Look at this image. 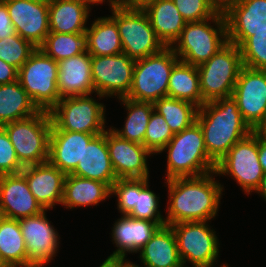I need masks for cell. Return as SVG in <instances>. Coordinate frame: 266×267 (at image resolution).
Listing matches in <instances>:
<instances>
[{
	"mask_svg": "<svg viewBox=\"0 0 266 267\" xmlns=\"http://www.w3.org/2000/svg\"><path fill=\"white\" fill-rule=\"evenodd\" d=\"M23 267H35V264H30V265L23 266Z\"/></svg>",
	"mask_w": 266,
	"mask_h": 267,
	"instance_id": "56",
	"label": "cell"
},
{
	"mask_svg": "<svg viewBox=\"0 0 266 267\" xmlns=\"http://www.w3.org/2000/svg\"><path fill=\"white\" fill-rule=\"evenodd\" d=\"M221 265H222V266H220V267H229L227 263H225V264H221Z\"/></svg>",
	"mask_w": 266,
	"mask_h": 267,
	"instance_id": "57",
	"label": "cell"
},
{
	"mask_svg": "<svg viewBox=\"0 0 266 267\" xmlns=\"http://www.w3.org/2000/svg\"><path fill=\"white\" fill-rule=\"evenodd\" d=\"M58 65L37 48L22 65L18 80L40 110L50 111L61 99L57 87Z\"/></svg>",
	"mask_w": 266,
	"mask_h": 267,
	"instance_id": "10",
	"label": "cell"
},
{
	"mask_svg": "<svg viewBox=\"0 0 266 267\" xmlns=\"http://www.w3.org/2000/svg\"><path fill=\"white\" fill-rule=\"evenodd\" d=\"M149 178H135L134 208L128 216L135 219L151 220L160 227L166 225L160 212L158 195L149 189Z\"/></svg>",
	"mask_w": 266,
	"mask_h": 267,
	"instance_id": "36",
	"label": "cell"
},
{
	"mask_svg": "<svg viewBox=\"0 0 266 267\" xmlns=\"http://www.w3.org/2000/svg\"><path fill=\"white\" fill-rule=\"evenodd\" d=\"M0 267H9V266L5 263V261H4L2 255H1V253H0Z\"/></svg>",
	"mask_w": 266,
	"mask_h": 267,
	"instance_id": "53",
	"label": "cell"
},
{
	"mask_svg": "<svg viewBox=\"0 0 266 267\" xmlns=\"http://www.w3.org/2000/svg\"><path fill=\"white\" fill-rule=\"evenodd\" d=\"M217 173L165 180L168 187L166 225L180 222L209 221L219 211L224 185L215 179Z\"/></svg>",
	"mask_w": 266,
	"mask_h": 267,
	"instance_id": "1",
	"label": "cell"
},
{
	"mask_svg": "<svg viewBox=\"0 0 266 267\" xmlns=\"http://www.w3.org/2000/svg\"><path fill=\"white\" fill-rule=\"evenodd\" d=\"M16 34L15 27L8 14L7 6L0 0V40Z\"/></svg>",
	"mask_w": 266,
	"mask_h": 267,
	"instance_id": "43",
	"label": "cell"
},
{
	"mask_svg": "<svg viewBox=\"0 0 266 267\" xmlns=\"http://www.w3.org/2000/svg\"><path fill=\"white\" fill-rule=\"evenodd\" d=\"M253 132L264 139H266V113L262 121L257 125V127L253 130Z\"/></svg>",
	"mask_w": 266,
	"mask_h": 267,
	"instance_id": "48",
	"label": "cell"
},
{
	"mask_svg": "<svg viewBox=\"0 0 266 267\" xmlns=\"http://www.w3.org/2000/svg\"><path fill=\"white\" fill-rule=\"evenodd\" d=\"M153 104L154 110L163 116L173 134L180 133L197 119L199 107L189 101L166 96Z\"/></svg>",
	"mask_w": 266,
	"mask_h": 267,
	"instance_id": "34",
	"label": "cell"
},
{
	"mask_svg": "<svg viewBox=\"0 0 266 267\" xmlns=\"http://www.w3.org/2000/svg\"><path fill=\"white\" fill-rule=\"evenodd\" d=\"M142 9L146 12L157 38L165 47H171L187 23L173 0H153Z\"/></svg>",
	"mask_w": 266,
	"mask_h": 267,
	"instance_id": "26",
	"label": "cell"
},
{
	"mask_svg": "<svg viewBox=\"0 0 266 267\" xmlns=\"http://www.w3.org/2000/svg\"><path fill=\"white\" fill-rule=\"evenodd\" d=\"M36 49L30 41L16 33L0 40V59L19 70Z\"/></svg>",
	"mask_w": 266,
	"mask_h": 267,
	"instance_id": "37",
	"label": "cell"
},
{
	"mask_svg": "<svg viewBox=\"0 0 266 267\" xmlns=\"http://www.w3.org/2000/svg\"><path fill=\"white\" fill-rule=\"evenodd\" d=\"M173 2L187 23L206 20L218 12L210 0H173Z\"/></svg>",
	"mask_w": 266,
	"mask_h": 267,
	"instance_id": "40",
	"label": "cell"
},
{
	"mask_svg": "<svg viewBox=\"0 0 266 267\" xmlns=\"http://www.w3.org/2000/svg\"><path fill=\"white\" fill-rule=\"evenodd\" d=\"M167 151L166 178L195 177L215 171L216 163L208 156L203 131L197 121L174 134L159 152Z\"/></svg>",
	"mask_w": 266,
	"mask_h": 267,
	"instance_id": "3",
	"label": "cell"
},
{
	"mask_svg": "<svg viewBox=\"0 0 266 267\" xmlns=\"http://www.w3.org/2000/svg\"><path fill=\"white\" fill-rule=\"evenodd\" d=\"M232 98L244 121L254 130L266 113V70L243 66Z\"/></svg>",
	"mask_w": 266,
	"mask_h": 267,
	"instance_id": "14",
	"label": "cell"
},
{
	"mask_svg": "<svg viewBox=\"0 0 266 267\" xmlns=\"http://www.w3.org/2000/svg\"><path fill=\"white\" fill-rule=\"evenodd\" d=\"M21 173L35 199L45 210L62 203L66 174L49 161L25 166Z\"/></svg>",
	"mask_w": 266,
	"mask_h": 267,
	"instance_id": "20",
	"label": "cell"
},
{
	"mask_svg": "<svg viewBox=\"0 0 266 267\" xmlns=\"http://www.w3.org/2000/svg\"><path fill=\"white\" fill-rule=\"evenodd\" d=\"M153 0H116L117 6L142 8Z\"/></svg>",
	"mask_w": 266,
	"mask_h": 267,
	"instance_id": "46",
	"label": "cell"
},
{
	"mask_svg": "<svg viewBox=\"0 0 266 267\" xmlns=\"http://www.w3.org/2000/svg\"><path fill=\"white\" fill-rule=\"evenodd\" d=\"M106 107L91 95L61 98L49 111L52 124L59 130L102 134L106 128Z\"/></svg>",
	"mask_w": 266,
	"mask_h": 267,
	"instance_id": "9",
	"label": "cell"
},
{
	"mask_svg": "<svg viewBox=\"0 0 266 267\" xmlns=\"http://www.w3.org/2000/svg\"><path fill=\"white\" fill-rule=\"evenodd\" d=\"M91 10L79 0H49L50 32L85 33Z\"/></svg>",
	"mask_w": 266,
	"mask_h": 267,
	"instance_id": "27",
	"label": "cell"
},
{
	"mask_svg": "<svg viewBox=\"0 0 266 267\" xmlns=\"http://www.w3.org/2000/svg\"><path fill=\"white\" fill-rule=\"evenodd\" d=\"M0 206L4 217L15 220L45 211L31 193L21 172L0 175Z\"/></svg>",
	"mask_w": 266,
	"mask_h": 267,
	"instance_id": "19",
	"label": "cell"
},
{
	"mask_svg": "<svg viewBox=\"0 0 266 267\" xmlns=\"http://www.w3.org/2000/svg\"><path fill=\"white\" fill-rule=\"evenodd\" d=\"M16 33L39 48L50 33L49 0H3Z\"/></svg>",
	"mask_w": 266,
	"mask_h": 267,
	"instance_id": "15",
	"label": "cell"
},
{
	"mask_svg": "<svg viewBox=\"0 0 266 267\" xmlns=\"http://www.w3.org/2000/svg\"><path fill=\"white\" fill-rule=\"evenodd\" d=\"M112 227V244L117 249L108 257L126 258L127 253H138L160 227L151 220L135 219L122 215Z\"/></svg>",
	"mask_w": 266,
	"mask_h": 267,
	"instance_id": "23",
	"label": "cell"
},
{
	"mask_svg": "<svg viewBox=\"0 0 266 267\" xmlns=\"http://www.w3.org/2000/svg\"><path fill=\"white\" fill-rule=\"evenodd\" d=\"M243 67L240 48L227 42L207 62L197 67L202 105L219 98L231 97Z\"/></svg>",
	"mask_w": 266,
	"mask_h": 267,
	"instance_id": "5",
	"label": "cell"
},
{
	"mask_svg": "<svg viewBox=\"0 0 266 267\" xmlns=\"http://www.w3.org/2000/svg\"><path fill=\"white\" fill-rule=\"evenodd\" d=\"M111 197V187L104 182L67 174L61 205L66 209L97 206Z\"/></svg>",
	"mask_w": 266,
	"mask_h": 267,
	"instance_id": "28",
	"label": "cell"
},
{
	"mask_svg": "<svg viewBox=\"0 0 266 267\" xmlns=\"http://www.w3.org/2000/svg\"><path fill=\"white\" fill-rule=\"evenodd\" d=\"M237 1L238 0H210L211 4L217 9V11L223 13Z\"/></svg>",
	"mask_w": 266,
	"mask_h": 267,
	"instance_id": "47",
	"label": "cell"
},
{
	"mask_svg": "<svg viewBox=\"0 0 266 267\" xmlns=\"http://www.w3.org/2000/svg\"><path fill=\"white\" fill-rule=\"evenodd\" d=\"M111 195L117 196V209L128 215L134 208L135 178L117 179L111 187Z\"/></svg>",
	"mask_w": 266,
	"mask_h": 267,
	"instance_id": "42",
	"label": "cell"
},
{
	"mask_svg": "<svg viewBox=\"0 0 266 267\" xmlns=\"http://www.w3.org/2000/svg\"><path fill=\"white\" fill-rule=\"evenodd\" d=\"M255 192L259 194V196L264 198L265 199L264 201L266 202V173L264 174V177L261 179V183Z\"/></svg>",
	"mask_w": 266,
	"mask_h": 267,
	"instance_id": "49",
	"label": "cell"
},
{
	"mask_svg": "<svg viewBox=\"0 0 266 267\" xmlns=\"http://www.w3.org/2000/svg\"><path fill=\"white\" fill-rule=\"evenodd\" d=\"M204 136L208 156L217 163L230 148L253 130L244 121L236 101L231 97L205 102L197 119Z\"/></svg>",
	"mask_w": 266,
	"mask_h": 267,
	"instance_id": "2",
	"label": "cell"
},
{
	"mask_svg": "<svg viewBox=\"0 0 266 267\" xmlns=\"http://www.w3.org/2000/svg\"><path fill=\"white\" fill-rule=\"evenodd\" d=\"M258 158L262 170L266 173V139L258 136Z\"/></svg>",
	"mask_w": 266,
	"mask_h": 267,
	"instance_id": "45",
	"label": "cell"
},
{
	"mask_svg": "<svg viewBox=\"0 0 266 267\" xmlns=\"http://www.w3.org/2000/svg\"><path fill=\"white\" fill-rule=\"evenodd\" d=\"M19 70L0 59V85L18 80Z\"/></svg>",
	"mask_w": 266,
	"mask_h": 267,
	"instance_id": "44",
	"label": "cell"
},
{
	"mask_svg": "<svg viewBox=\"0 0 266 267\" xmlns=\"http://www.w3.org/2000/svg\"><path fill=\"white\" fill-rule=\"evenodd\" d=\"M110 9V16L117 23L124 54L138 60L156 54L165 47L142 8L114 5Z\"/></svg>",
	"mask_w": 266,
	"mask_h": 267,
	"instance_id": "8",
	"label": "cell"
},
{
	"mask_svg": "<svg viewBox=\"0 0 266 267\" xmlns=\"http://www.w3.org/2000/svg\"><path fill=\"white\" fill-rule=\"evenodd\" d=\"M19 219L27 254V265L50 263L59 250L60 236L46 212Z\"/></svg>",
	"mask_w": 266,
	"mask_h": 267,
	"instance_id": "16",
	"label": "cell"
},
{
	"mask_svg": "<svg viewBox=\"0 0 266 267\" xmlns=\"http://www.w3.org/2000/svg\"><path fill=\"white\" fill-rule=\"evenodd\" d=\"M3 126L23 167L48 161L52 128L49 111L41 110L29 118Z\"/></svg>",
	"mask_w": 266,
	"mask_h": 267,
	"instance_id": "6",
	"label": "cell"
},
{
	"mask_svg": "<svg viewBox=\"0 0 266 267\" xmlns=\"http://www.w3.org/2000/svg\"><path fill=\"white\" fill-rule=\"evenodd\" d=\"M39 48L59 62L86 51V34L50 32Z\"/></svg>",
	"mask_w": 266,
	"mask_h": 267,
	"instance_id": "35",
	"label": "cell"
},
{
	"mask_svg": "<svg viewBox=\"0 0 266 267\" xmlns=\"http://www.w3.org/2000/svg\"><path fill=\"white\" fill-rule=\"evenodd\" d=\"M85 34L86 51L91 56H112L123 53L117 23L110 15L94 19Z\"/></svg>",
	"mask_w": 266,
	"mask_h": 267,
	"instance_id": "29",
	"label": "cell"
},
{
	"mask_svg": "<svg viewBox=\"0 0 266 267\" xmlns=\"http://www.w3.org/2000/svg\"><path fill=\"white\" fill-rule=\"evenodd\" d=\"M106 142L117 179L149 178L147 158L152 153L143 145L128 141L106 129Z\"/></svg>",
	"mask_w": 266,
	"mask_h": 267,
	"instance_id": "17",
	"label": "cell"
},
{
	"mask_svg": "<svg viewBox=\"0 0 266 267\" xmlns=\"http://www.w3.org/2000/svg\"><path fill=\"white\" fill-rule=\"evenodd\" d=\"M127 110V117L122 129L110 127L111 130L123 139L144 146L146 127L154 110L152 102L135 101L126 97L118 98Z\"/></svg>",
	"mask_w": 266,
	"mask_h": 267,
	"instance_id": "32",
	"label": "cell"
},
{
	"mask_svg": "<svg viewBox=\"0 0 266 267\" xmlns=\"http://www.w3.org/2000/svg\"><path fill=\"white\" fill-rule=\"evenodd\" d=\"M138 253L144 267H183L177 239L169 225L159 227Z\"/></svg>",
	"mask_w": 266,
	"mask_h": 267,
	"instance_id": "25",
	"label": "cell"
},
{
	"mask_svg": "<svg viewBox=\"0 0 266 267\" xmlns=\"http://www.w3.org/2000/svg\"><path fill=\"white\" fill-rule=\"evenodd\" d=\"M179 58L171 47L135 60L131 88L126 98L154 103L167 96L169 78Z\"/></svg>",
	"mask_w": 266,
	"mask_h": 267,
	"instance_id": "7",
	"label": "cell"
},
{
	"mask_svg": "<svg viewBox=\"0 0 266 267\" xmlns=\"http://www.w3.org/2000/svg\"><path fill=\"white\" fill-rule=\"evenodd\" d=\"M167 96L201 107L202 95L197 67L179 60L171 71Z\"/></svg>",
	"mask_w": 266,
	"mask_h": 267,
	"instance_id": "31",
	"label": "cell"
},
{
	"mask_svg": "<svg viewBox=\"0 0 266 267\" xmlns=\"http://www.w3.org/2000/svg\"><path fill=\"white\" fill-rule=\"evenodd\" d=\"M239 48L243 66L266 70V31L253 32Z\"/></svg>",
	"mask_w": 266,
	"mask_h": 267,
	"instance_id": "39",
	"label": "cell"
},
{
	"mask_svg": "<svg viewBox=\"0 0 266 267\" xmlns=\"http://www.w3.org/2000/svg\"><path fill=\"white\" fill-rule=\"evenodd\" d=\"M0 253L9 267L27 266V254L19 220L0 221Z\"/></svg>",
	"mask_w": 266,
	"mask_h": 267,
	"instance_id": "33",
	"label": "cell"
},
{
	"mask_svg": "<svg viewBox=\"0 0 266 267\" xmlns=\"http://www.w3.org/2000/svg\"><path fill=\"white\" fill-rule=\"evenodd\" d=\"M4 218V215H3V211H2V208L0 206V221Z\"/></svg>",
	"mask_w": 266,
	"mask_h": 267,
	"instance_id": "55",
	"label": "cell"
},
{
	"mask_svg": "<svg viewBox=\"0 0 266 267\" xmlns=\"http://www.w3.org/2000/svg\"><path fill=\"white\" fill-rule=\"evenodd\" d=\"M227 42L226 19L224 13L218 11L206 20L186 23L171 48L179 60L198 67Z\"/></svg>",
	"mask_w": 266,
	"mask_h": 267,
	"instance_id": "4",
	"label": "cell"
},
{
	"mask_svg": "<svg viewBox=\"0 0 266 267\" xmlns=\"http://www.w3.org/2000/svg\"><path fill=\"white\" fill-rule=\"evenodd\" d=\"M224 16L228 42L240 47L253 32L266 31V0H238Z\"/></svg>",
	"mask_w": 266,
	"mask_h": 267,
	"instance_id": "18",
	"label": "cell"
},
{
	"mask_svg": "<svg viewBox=\"0 0 266 267\" xmlns=\"http://www.w3.org/2000/svg\"><path fill=\"white\" fill-rule=\"evenodd\" d=\"M97 135L63 131L52 124L48 161L66 175L71 174L82 160L85 145Z\"/></svg>",
	"mask_w": 266,
	"mask_h": 267,
	"instance_id": "21",
	"label": "cell"
},
{
	"mask_svg": "<svg viewBox=\"0 0 266 267\" xmlns=\"http://www.w3.org/2000/svg\"><path fill=\"white\" fill-rule=\"evenodd\" d=\"M57 87L60 98L93 95L91 55L85 51L57 62Z\"/></svg>",
	"mask_w": 266,
	"mask_h": 267,
	"instance_id": "22",
	"label": "cell"
},
{
	"mask_svg": "<svg viewBox=\"0 0 266 267\" xmlns=\"http://www.w3.org/2000/svg\"><path fill=\"white\" fill-rule=\"evenodd\" d=\"M135 60L127 54L91 56V74L99 99L126 97L132 84Z\"/></svg>",
	"mask_w": 266,
	"mask_h": 267,
	"instance_id": "13",
	"label": "cell"
},
{
	"mask_svg": "<svg viewBox=\"0 0 266 267\" xmlns=\"http://www.w3.org/2000/svg\"><path fill=\"white\" fill-rule=\"evenodd\" d=\"M215 172L217 176H232L244 194L255 192L265 174L258 158V136L252 131L235 143L216 163Z\"/></svg>",
	"mask_w": 266,
	"mask_h": 267,
	"instance_id": "12",
	"label": "cell"
},
{
	"mask_svg": "<svg viewBox=\"0 0 266 267\" xmlns=\"http://www.w3.org/2000/svg\"><path fill=\"white\" fill-rule=\"evenodd\" d=\"M174 136L166 120L158 112L153 110L146 133L144 146L153 154L157 155Z\"/></svg>",
	"mask_w": 266,
	"mask_h": 267,
	"instance_id": "38",
	"label": "cell"
},
{
	"mask_svg": "<svg viewBox=\"0 0 266 267\" xmlns=\"http://www.w3.org/2000/svg\"><path fill=\"white\" fill-rule=\"evenodd\" d=\"M79 1H83L84 3L88 4L90 7L91 5L94 6V4L99 5V4H102L103 2L104 3L106 2V0H79ZM107 2L110 8L116 5V0H107Z\"/></svg>",
	"mask_w": 266,
	"mask_h": 267,
	"instance_id": "50",
	"label": "cell"
},
{
	"mask_svg": "<svg viewBox=\"0 0 266 267\" xmlns=\"http://www.w3.org/2000/svg\"><path fill=\"white\" fill-rule=\"evenodd\" d=\"M40 111L19 80L0 85V125L29 118Z\"/></svg>",
	"mask_w": 266,
	"mask_h": 267,
	"instance_id": "30",
	"label": "cell"
},
{
	"mask_svg": "<svg viewBox=\"0 0 266 267\" xmlns=\"http://www.w3.org/2000/svg\"><path fill=\"white\" fill-rule=\"evenodd\" d=\"M75 176L107 183L117 180L106 142V130L95 136L84 148L82 160L71 173Z\"/></svg>",
	"mask_w": 266,
	"mask_h": 267,
	"instance_id": "24",
	"label": "cell"
},
{
	"mask_svg": "<svg viewBox=\"0 0 266 267\" xmlns=\"http://www.w3.org/2000/svg\"><path fill=\"white\" fill-rule=\"evenodd\" d=\"M23 168L4 126L0 125V175L20 173Z\"/></svg>",
	"mask_w": 266,
	"mask_h": 267,
	"instance_id": "41",
	"label": "cell"
},
{
	"mask_svg": "<svg viewBox=\"0 0 266 267\" xmlns=\"http://www.w3.org/2000/svg\"><path fill=\"white\" fill-rule=\"evenodd\" d=\"M99 267H118V258L107 257Z\"/></svg>",
	"mask_w": 266,
	"mask_h": 267,
	"instance_id": "51",
	"label": "cell"
},
{
	"mask_svg": "<svg viewBox=\"0 0 266 267\" xmlns=\"http://www.w3.org/2000/svg\"><path fill=\"white\" fill-rule=\"evenodd\" d=\"M208 221L180 222L170 225L177 239L183 267H215L219 257V239Z\"/></svg>",
	"mask_w": 266,
	"mask_h": 267,
	"instance_id": "11",
	"label": "cell"
},
{
	"mask_svg": "<svg viewBox=\"0 0 266 267\" xmlns=\"http://www.w3.org/2000/svg\"><path fill=\"white\" fill-rule=\"evenodd\" d=\"M118 267H141L125 258H118Z\"/></svg>",
	"mask_w": 266,
	"mask_h": 267,
	"instance_id": "52",
	"label": "cell"
},
{
	"mask_svg": "<svg viewBox=\"0 0 266 267\" xmlns=\"http://www.w3.org/2000/svg\"><path fill=\"white\" fill-rule=\"evenodd\" d=\"M48 263H35V267H45Z\"/></svg>",
	"mask_w": 266,
	"mask_h": 267,
	"instance_id": "54",
	"label": "cell"
}]
</instances>
